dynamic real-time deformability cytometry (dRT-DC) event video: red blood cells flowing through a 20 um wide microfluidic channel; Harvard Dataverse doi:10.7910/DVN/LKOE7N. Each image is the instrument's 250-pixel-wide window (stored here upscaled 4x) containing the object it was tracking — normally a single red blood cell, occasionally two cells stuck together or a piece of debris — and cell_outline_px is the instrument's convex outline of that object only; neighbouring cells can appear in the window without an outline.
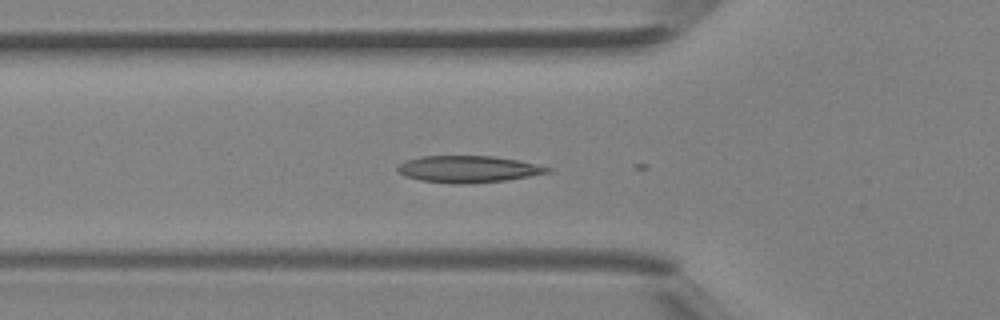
{"species": "Egyptian fruit bat (a non-hibernating species)", "species_latin": "Rousettus aegyptiacus", "temperature_condition": "room temperature", "stored_images_in_passage": 26, "camera_frame_rate_fps": 3000, "um_per_image_px": 0.085, "animal": {"sex": "female"}, "frame": {"image": 1, "passage_image": 14, "time_ms": 4.333, "image_size_px": [1000, 320], "cell_outline_px": [[552, 172], [508, 180], [464, 184], [452, 184], [420, 180], [404, 176], [396, 172], [396, 168], [400, 164], [408, 160], [420, 156], [492, 156], [516, 160], [536, 164], [552, 168]], "centroid_in_image_um": [39.78, 14.38], "position_along_channel_um": 86.0, "area_um2": 23.47}}
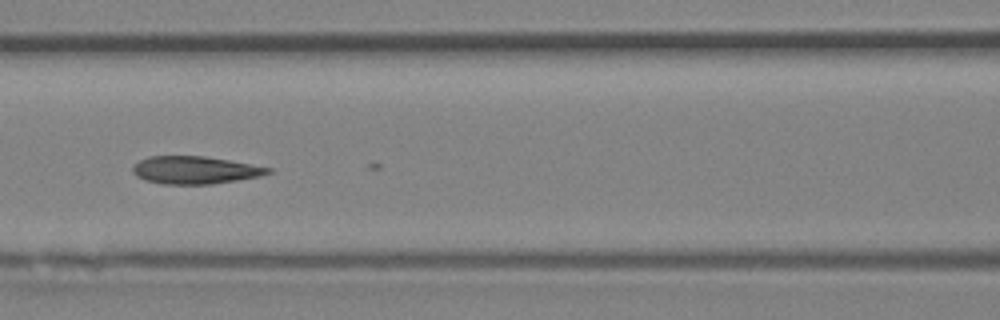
{"frame": {"image": 2, "passage_image": 18, "time_ms": 5.667, "image_size_px": [1000, 320], "cell_outline_px": [[272, 172], [260, 176], [212, 184], [160, 184], [144, 180], [136, 176], [132, 172], [132, 168], [140, 160], [148, 156], [204, 156], [228, 160], [272, 168]], "centroid_in_image_um": [16.54, 14.46], "position_along_channel_um": 150.1, "area_um2": 21.73}}